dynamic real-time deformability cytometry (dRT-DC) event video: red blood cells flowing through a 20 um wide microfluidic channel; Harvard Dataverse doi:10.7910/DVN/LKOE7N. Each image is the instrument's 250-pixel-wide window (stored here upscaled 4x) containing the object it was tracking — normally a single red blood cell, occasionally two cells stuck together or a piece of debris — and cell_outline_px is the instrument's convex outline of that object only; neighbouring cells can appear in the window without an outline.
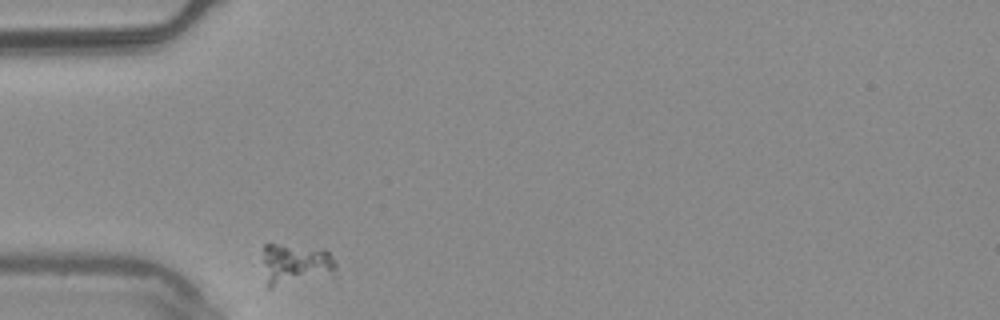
{"species": "common noctule bat (a hibernating species)", "species_latin": "Nyctalus noctula", "temperature_condition": "warm", "stored_images_in_passage": 2, "camera_frame_rate_fps": 3000, "um_per_image_px": 0.085, "animal": {"sex": "male", "body_mass_g": 20.4}, "frame": {"image": 1, "passage_image": 1, "time_ms": 0.0, "image_size_px": [1000, 320], "cell_outline_px": [[336, 264], [332, 276], [272, 288], [268, 288], [264, 264], [264, 244], [280, 244], [324, 248], [328, 252]], "centroid_in_image_um": [25.15, 22.47], "position_along_channel_um": 59.9, "area_um2": 17.8}}
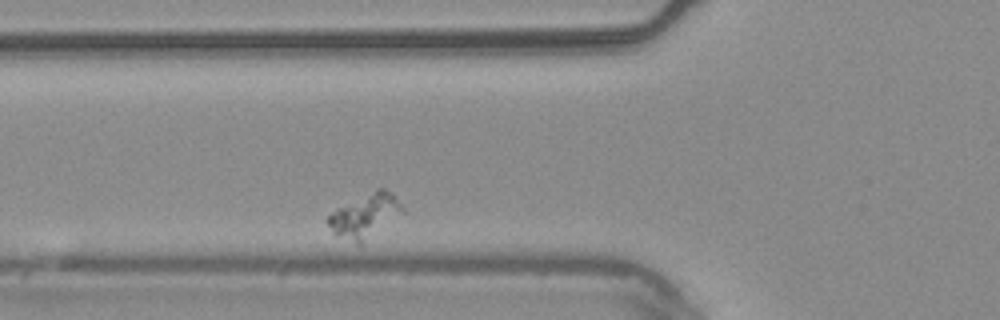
{"frame": {"image": 2, "passage_image": 2, "time_ms": 0.333, "image_size_px": [1000, 320], "cell_outline_px": [[404, 212], [360, 244], [336, 232], [324, 220], [336, 208], [376, 188], [384, 188], [392, 192], [396, 196], [404, 208]], "centroid_in_image_um": [31.07, 18.25], "position_along_channel_um": 94.7, "area_um2": 18.44}}